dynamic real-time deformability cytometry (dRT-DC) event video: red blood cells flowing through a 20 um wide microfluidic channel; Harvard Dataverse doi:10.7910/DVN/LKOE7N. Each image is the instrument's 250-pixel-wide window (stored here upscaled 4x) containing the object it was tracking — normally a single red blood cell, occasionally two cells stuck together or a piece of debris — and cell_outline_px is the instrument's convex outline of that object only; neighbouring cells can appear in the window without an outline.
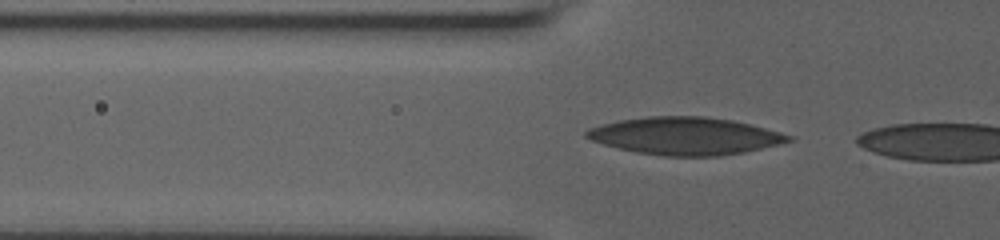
{"species": "human", "species_latin": "Homo sapiens", "temperature_condition": "room temperature", "stored_images_in_passage": 31, "camera_frame_rate_fps": 3000, "um_per_image_px": 0.085, "donor": {"sex": "male"}, "frame": {"image": 1, "passage_image": 2, "time_ms": 0.333, "image_size_px": [1000, 240], "cell_outline_px": [[792, 140], [744, 152], [720, 156], [664, 156], [636, 152], [604, 144], [592, 140], [584, 136], [584, 132], [588, 128], [600, 124], [620, 120], [648, 116], [704, 116], [732, 120], [752, 124], [780, 132], [792, 136]], "centroid_in_image_um": [58.21, 11.55], "position_along_channel_um": 67.6, "area_um2": 43.99}}
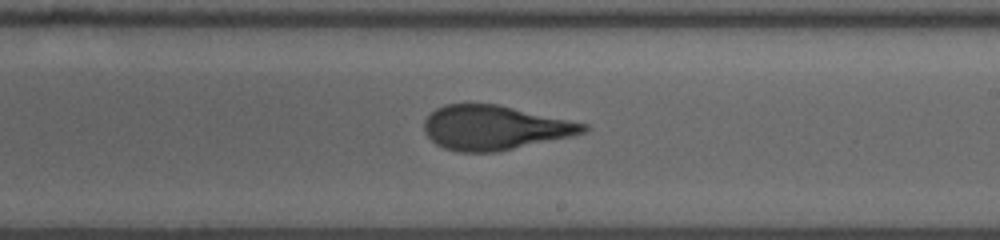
{"frame": {"image": 2, "passage_image": 17, "time_ms": 5.333, "image_size_px": [1000, 240], "cell_outline_px": [[588, 128], [584, 132], [572, 136], [496, 152], [460, 152], [444, 148], [436, 144], [424, 132], [424, 120], [436, 108], [444, 104], [500, 104], [588, 124]], "centroid_in_image_um": [42.03, 10.84], "position_along_channel_um": 247.0, "area_um2": 41.15}}
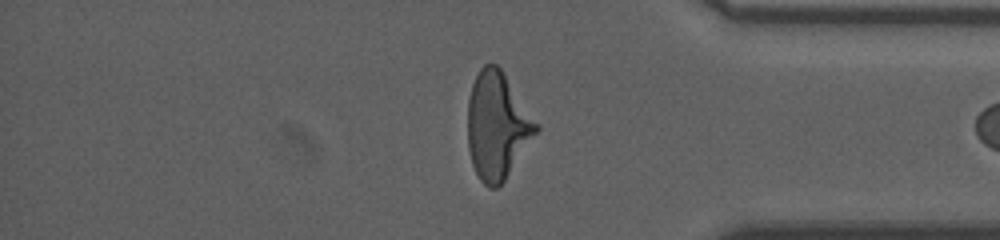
{"frame": {"image": 3, "passage_image": 30, "time_ms": 9.667, "image_size_px": [1000, 240], "cell_outline_px": [[540, 128], [504, 180], [496, 188], [488, 188], [480, 180], [472, 164], [468, 148], [468, 100], [472, 84], [480, 68], [484, 64], [496, 64], [500, 68], [540, 124]], "centroid_in_image_um": [42.26, 10.68], "position_along_channel_um": 392.9, "area_um2": 42.48}}